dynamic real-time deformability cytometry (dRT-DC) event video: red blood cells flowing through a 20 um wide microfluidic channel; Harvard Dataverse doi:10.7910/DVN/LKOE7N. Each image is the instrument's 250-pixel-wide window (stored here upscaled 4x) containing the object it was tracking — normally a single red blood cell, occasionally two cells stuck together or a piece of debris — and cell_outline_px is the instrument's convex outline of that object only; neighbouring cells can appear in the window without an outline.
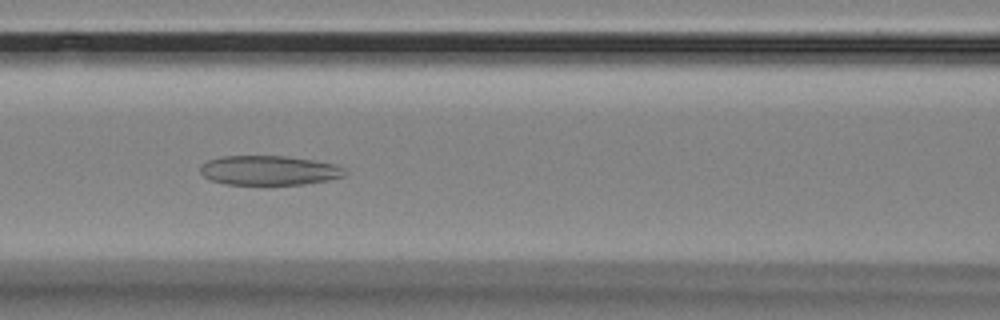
{"species": "Egyptian fruit bat (a non-hibernating species)", "species_latin": "Rousettus aegyptiacus", "temperature_condition": "room temperature", "stored_images_in_passage": 20, "camera_frame_rate_fps": 3000, "um_per_image_px": 0.085, "animal": {"sex": "female"}, "frame": {"image": 1, "passage_image": 8, "time_ms": 2.333, "image_size_px": [1000, 320], "cell_outline_px": [[336, 176], [320, 180], [292, 184], [236, 184], [216, 180], [216, 160], [236, 156], [272, 156], [304, 160], [324, 164]], "centroid_in_image_um": [22.92, 14.49], "position_along_channel_um": 143.7, "area_um2": 20.06}}
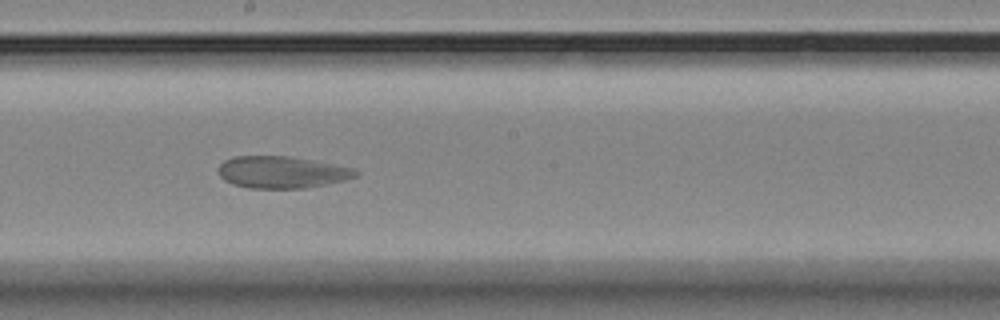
{"frame": {"image": 2, "passage_image": 15, "time_ms": 4.667, "image_size_px": [1000, 320], "cell_outline_px": [[324, 172], [304, 184], [288, 188], [264, 188], [236, 184], [228, 180], [220, 172], [220, 168], [228, 160], [244, 156], [272, 156], [316, 168]], "centroid_in_image_um": [22.76, 14.64], "position_along_channel_um": 225.4, "area_um2": 17.51}}
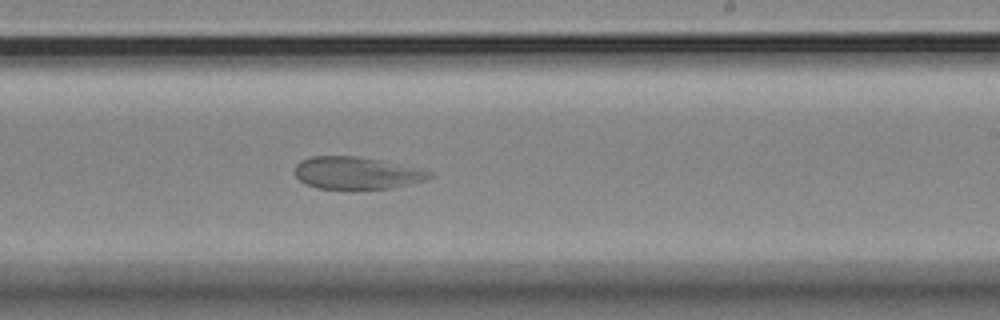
{"frame": {"image": 3, "passage_image": 18, "time_ms": 5.667, "image_size_px": [1000, 320], "cell_outline_px": [[400, 172], [376, 188], [324, 188], [312, 184], [304, 180], [296, 172], [296, 168], [304, 160], [320, 156], [340, 156], [356, 160]], "centroid_in_image_um": [29.16, 14.7], "position_along_channel_um": 259.8, "area_um2": 17.34}}